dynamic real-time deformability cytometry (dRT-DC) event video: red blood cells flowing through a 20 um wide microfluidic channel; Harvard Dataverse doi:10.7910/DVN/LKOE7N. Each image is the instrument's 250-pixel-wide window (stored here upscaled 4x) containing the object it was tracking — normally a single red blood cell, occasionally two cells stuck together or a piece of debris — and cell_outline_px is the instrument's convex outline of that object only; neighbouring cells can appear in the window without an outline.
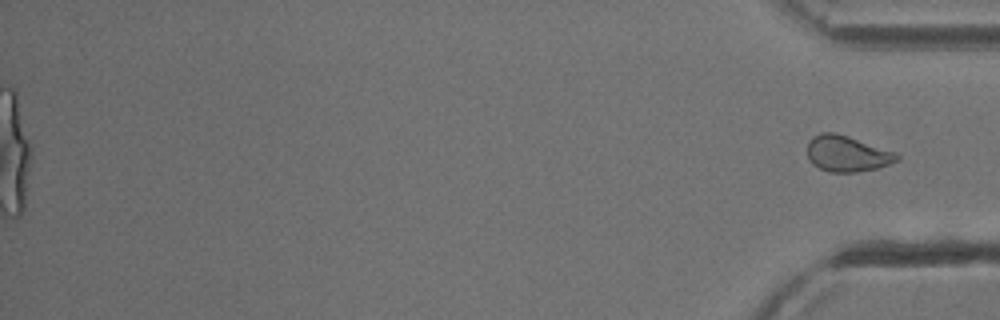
{"species": "common noctule bat (a hibernating species)", "species_latin": "Nyctalus noctula", "temperature_condition": "cold", "stored_images_in_passage": 43, "segment_of_instrument_passage": [2, 2], "camera_frame_rate_fps": 3000, "um_per_image_px": 0.085, "animal": {"sex": "male", "body_mass_g": 13.3}, "frame": {"image": 1, "passage_image": 43, "time_ms": 14.0, "image_size_px": [1000, 320], "cell_outline_px": [[900, 160], [876, 168], [856, 172], [828, 172], [812, 164], [808, 160], [808, 140], [812, 136], [820, 132], [836, 132], [896, 152], [900, 156]], "centroid_in_image_um": [71.98, 13.05], "position_along_channel_um": 363.2, "area_um2": 18.9}}